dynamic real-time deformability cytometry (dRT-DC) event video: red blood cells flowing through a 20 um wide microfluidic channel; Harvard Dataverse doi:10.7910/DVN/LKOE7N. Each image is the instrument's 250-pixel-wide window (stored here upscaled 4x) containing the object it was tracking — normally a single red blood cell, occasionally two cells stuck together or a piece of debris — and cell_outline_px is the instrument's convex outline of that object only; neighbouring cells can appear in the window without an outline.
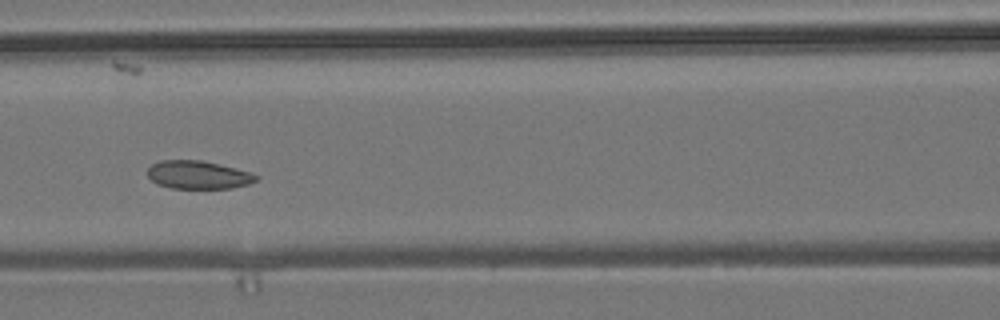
{"species": "common noctule bat (a hibernating species)", "species_latin": "Nyctalus noctula", "temperature_condition": "room temperature", "stored_images_in_passage": 9, "camera_frame_rate_fps": 3000, "um_per_image_px": 0.085, "animal": {"sex": "male", "body_mass_g": 19.2, "forearm_length_mm": 51.8}, "frame": {"image": 1, "passage_image": 6, "time_ms": 1.667, "image_size_px": [1000, 320], "cell_outline_px": [[260, 176], [256, 180], [248, 184], [232, 188], [172, 188], [156, 184], [148, 176], [148, 168], [152, 164], [160, 160], [200, 160], [236, 168], [252, 172]], "centroid_in_image_um": [16.85, 14.86], "position_along_channel_um": 149.7, "area_um2": 17.8}}
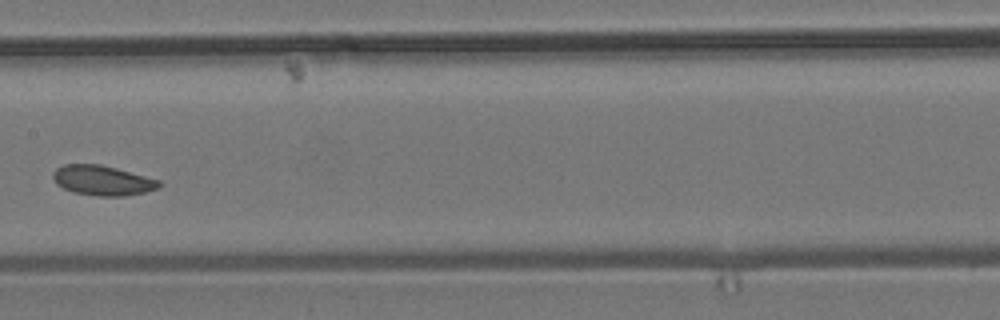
{"frame": {"image": 2, "passage_image": 7, "time_ms": 2.0, "image_size_px": [1000, 320], "cell_outline_px": [[164, 184], [160, 188], [144, 192], [124, 196], [100, 196], [72, 192], [56, 184], [52, 180], [52, 172], [56, 168], [64, 164], [100, 164], [116, 168], [160, 180]], "centroid_in_image_um": [8.71, 15.33], "position_along_channel_um": 198.7, "area_um2": 18.67}}
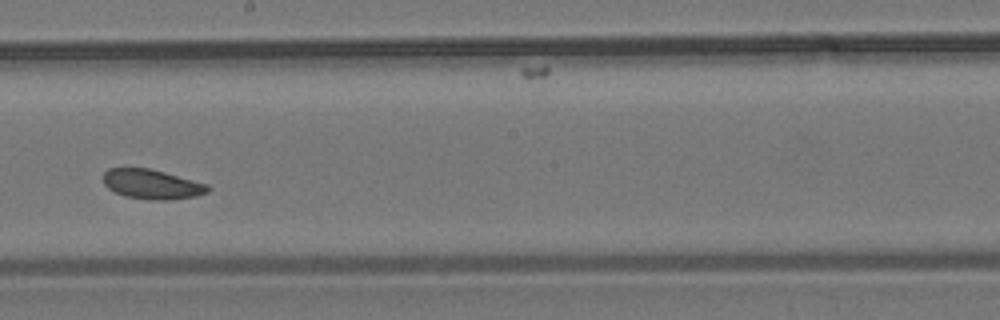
{"frame": {"image": 3, "passage_image": 8, "time_ms": 2.333, "image_size_px": [1000, 320], "cell_outline_px": [[212, 188], [208, 192], [196, 196], [172, 200], [148, 200], [124, 196], [108, 188], [104, 184], [104, 172], [108, 168], [148, 168], [164, 172], [208, 184]], "centroid_in_image_um": [12.93, 15.67], "position_along_channel_um": 235.3, "area_um2": 18.15}}